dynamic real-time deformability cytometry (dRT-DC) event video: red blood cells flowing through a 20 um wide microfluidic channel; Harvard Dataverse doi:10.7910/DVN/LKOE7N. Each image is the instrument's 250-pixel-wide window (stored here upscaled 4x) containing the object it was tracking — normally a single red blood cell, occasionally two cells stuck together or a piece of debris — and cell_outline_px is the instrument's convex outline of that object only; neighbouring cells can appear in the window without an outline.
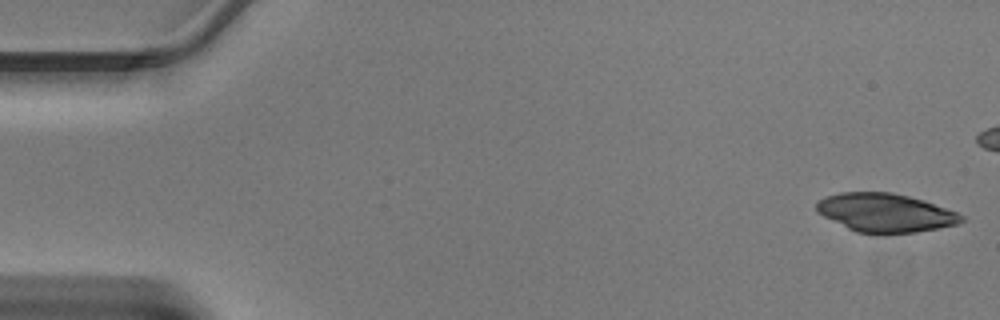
{"species": "Egyptian fruit bat (a non-hibernating species)", "species_latin": "Rousettus aegyptiacus", "temperature_condition": "warm", "stored_images_in_passage": 40, "camera_frame_rate_fps": 3000, "um_per_image_px": 0.085, "animal": {"sex": "male"}, "frame": {"image": 1, "passage_image": 1, "time_ms": 0.0, "image_size_px": [1000, 320], "cell_outline_px": [[964, 220], [956, 224], [916, 232], [856, 232], [816, 212], [816, 204], [824, 196], [840, 192], [892, 192], [924, 200], [956, 212], [964, 216]], "centroid_in_image_um": [75.23, 18.05], "position_along_channel_um": 9.8, "area_um2": 32.02}}
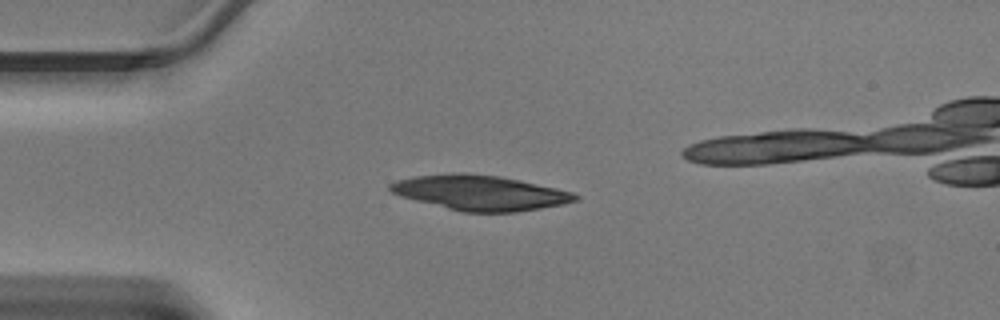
{"frame": {"image": 2, "passage_image": 11, "time_ms": 3.333, "image_size_px": [1000, 320], "cell_outline_px": [[580, 196], [576, 200], [564, 204], [516, 212], [464, 212], [400, 196], [392, 192], [388, 188], [388, 184], [396, 180], [412, 176], [452, 172], [468, 172], [500, 176], [520, 180], [556, 188], [572, 192]], "centroid_in_image_um": [40.78, 16.36], "position_along_channel_um": 44.2, "area_um2": 37.8}}